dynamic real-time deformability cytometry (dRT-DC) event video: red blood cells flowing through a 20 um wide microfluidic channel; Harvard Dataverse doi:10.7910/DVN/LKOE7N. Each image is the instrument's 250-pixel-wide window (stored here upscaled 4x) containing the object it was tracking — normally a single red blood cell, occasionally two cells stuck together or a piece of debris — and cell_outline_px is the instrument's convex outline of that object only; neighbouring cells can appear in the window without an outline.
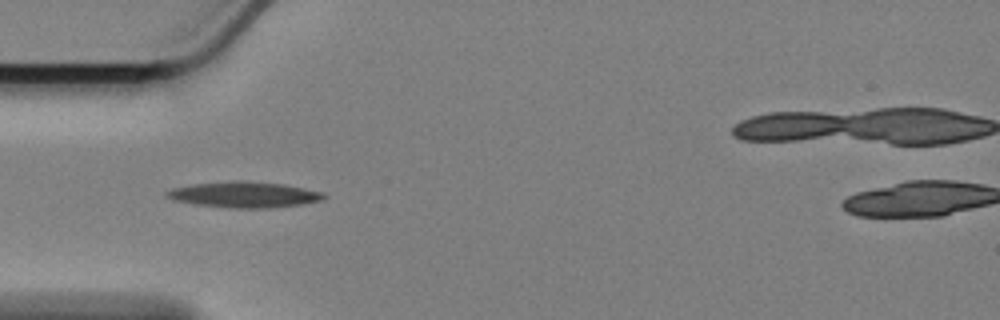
{"species": "Egyptian fruit bat (a non-hibernating species)", "species_latin": "Rousettus aegyptiacus", "temperature_condition": "cold", "stored_images_in_passage": 35, "camera_frame_rate_fps": 3000, "um_per_image_px": 0.085, "animal": {"sex": "female"}, "frame": {"image": 1, "passage_image": 1, "time_ms": 0.0, "image_size_px": [1000, 320], "cell_outline_px": [[328, 196], [324, 200], [300, 204], [268, 208], [232, 208], [196, 204], [176, 200], [164, 196], [164, 192], [172, 188], [192, 184], [236, 180], [244, 180], [284, 184], [324, 192]], "centroid_in_image_um": [20.78, 16.53], "position_along_channel_um": 64.2, "area_um2": 23.76}}
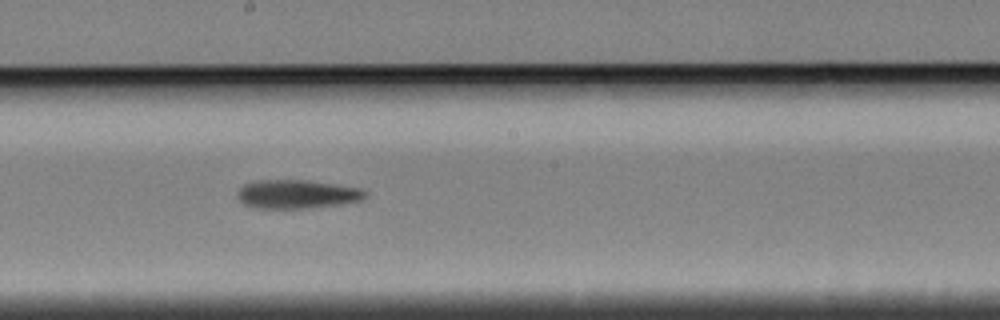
{"frame": {"image": 2, "passage_image": 15, "time_ms": 4.667, "image_size_px": [1000, 320], "cell_outline_px": [[368, 196], [360, 200], [340, 204], [308, 208], [252, 208], [244, 204], [236, 196], [236, 192], [244, 184], [256, 180], [308, 180], [360, 188], [368, 192]], "centroid_in_image_um": [25.22, 16.5], "position_along_channel_um": 223.0, "area_um2": 21.5}}
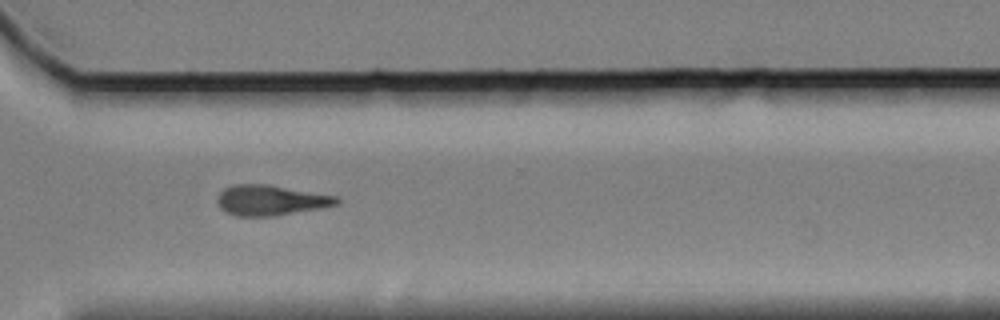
{"frame": {"image": 3, "passage_image": 26, "time_ms": 8.333, "image_size_px": [1000, 320], "cell_outline_px": [[340, 204], [320, 208], [272, 216], [236, 216], [220, 208], [216, 200], [216, 196], [224, 188], [232, 184], [268, 184], [340, 196]], "centroid_in_image_um": [23.02, 17.0], "position_along_channel_um": 347.6, "area_um2": 21.33}, "authors_computed_cell_mechanics": {"area_um2": 21.5016, "velocity_mm_per_s": 3.4018, "shape_relaxation_time_tau1_ms": 5.716, "shape_relaxation_time_tau2_ms": null, "deformation_change_tau1": 0.1688, "deformation_change_tau2": null}}